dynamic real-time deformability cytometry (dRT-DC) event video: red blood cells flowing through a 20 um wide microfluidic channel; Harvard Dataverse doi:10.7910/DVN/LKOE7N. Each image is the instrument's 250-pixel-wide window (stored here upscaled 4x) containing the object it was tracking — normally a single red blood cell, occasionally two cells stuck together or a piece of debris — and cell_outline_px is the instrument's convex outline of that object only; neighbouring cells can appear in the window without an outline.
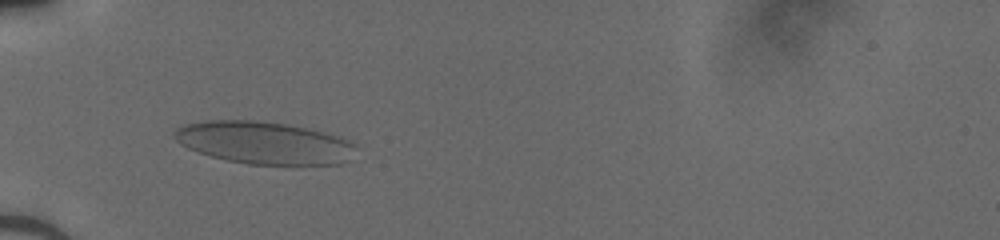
{"species": "human", "species_latin": "Homo sapiens", "temperature_condition": "cold", "stored_images_in_passage": 43, "camera_frame_rate_fps": 3000, "um_per_image_px": 0.085, "donor": {"sex": "male"}, "frame": {"image": 1, "passage_image": 10, "time_ms": 3.0, "image_size_px": [1000, 240], "cell_outline_px": [[352, 144], [344, 160], [336, 164], [248, 164], [228, 160], [212, 156], [188, 148], [180, 144], [172, 136], [176, 128], [184, 124], [208, 120], [256, 120], [284, 124], [304, 128], [320, 132], [344, 140]], "centroid_in_image_um": [22.24, 12.12], "position_along_channel_um": 62.8, "area_um2": 43.41}}
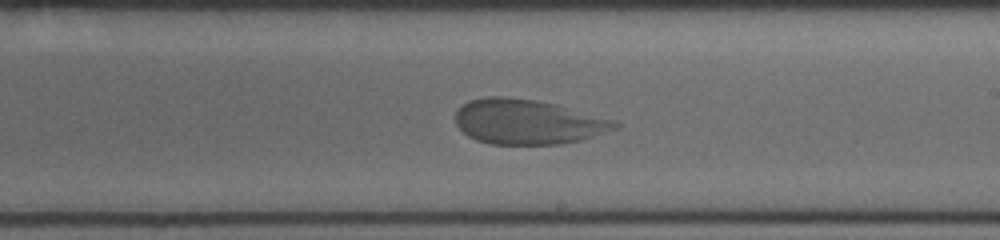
{"frame": {"image": 2, "passage_image": 24, "time_ms": 7.667, "image_size_px": [1000, 240], "cell_outline_px": [[620, 124], [616, 128], [580, 140], [560, 144], [488, 144], [476, 140], [468, 136], [456, 124], [456, 112], [468, 100], [488, 96], [504, 96], [536, 100], [556, 104], [612, 120]], "centroid_in_image_um": [44.8, 10.35], "position_along_channel_um": 244.2, "area_um2": 41.27}}
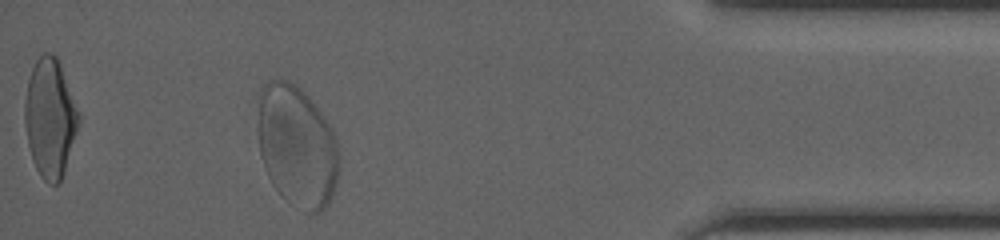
{"frame": {"image": 3, "passage_image": 39, "time_ms": 12.667, "image_size_px": [1000, 240], "cell_outline_px": [[340, 168], [336, 184], [332, 196], [328, 204], [320, 212], [308, 212], [288, 204], [280, 196], [272, 184], [268, 176], [260, 156], [256, 96], [260, 88], [268, 80], [288, 80], [300, 88], [308, 96], [320, 112], [328, 124], [336, 140], [340, 156]], "centroid_in_image_um": [25.21, 12.43], "position_along_channel_um": 410.0, "area_um2": 58.38}}